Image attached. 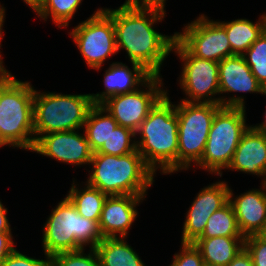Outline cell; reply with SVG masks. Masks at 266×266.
<instances>
[{
	"instance_id": "1",
	"label": "cell",
	"mask_w": 266,
	"mask_h": 266,
	"mask_svg": "<svg viewBox=\"0 0 266 266\" xmlns=\"http://www.w3.org/2000/svg\"><path fill=\"white\" fill-rule=\"evenodd\" d=\"M102 9L113 19L117 51L125 50L128 61L142 65L152 75L162 76L161 66L176 39V33L165 35L154 27L164 20L166 13L125 4L116 9Z\"/></svg>"
},
{
	"instance_id": "2",
	"label": "cell",
	"mask_w": 266,
	"mask_h": 266,
	"mask_svg": "<svg viewBox=\"0 0 266 266\" xmlns=\"http://www.w3.org/2000/svg\"><path fill=\"white\" fill-rule=\"evenodd\" d=\"M168 92L135 132L137 150L145 164L155 174L159 169L162 175L178 172V119Z\"/></svg>"
},
{
	"instance_id": "3",
	"label": "cell",
	"mask_w": 266,
	"mask_h": 266,
	"mask_svg": "<svg viewBox=\"0 0 266 266\" xmlns=\"http://www.w3.org/2000/svg\"><path fill=\"white\" fill-rule=\"evenodd\" d=\"M86 183L108 196H147L155 173L138 150L122 156L93 153Z\"/></svg>"
},
{
	"instance_id": "4",
	"label": "cell",
	"mask_w": 266,
	"mask_h": 266,
	"mask_svg": "<svg viewBox=\"0 0 266 266\" xmlns=\"http://www.w3.org/2000/svg\"><path fill=\"white\" fill-rule=\"evenodd\" d=\"M34 94L31 82L14 75L0 88V147L34 148Z\"/></svg>"
},
{
	"instance_id": "5",
	"label": "cell",
	"mask_w": 266,
	"mask_h": 266,
	"mask_svg": "<svg viewBox=\"0 0 266 266\" xmlns=\"http://www.w3.org/2000/svg\"><path fill=\"white\" fill-rule=\"evenodd\" d=\"M42 229V248L49 258L88 245L94 249L103 239L99 224L80 215L66 196L52 209Z\"/></svg>"
},
{
	"instance_id": "6",
	"label": "cell",
	"mask_w": 266,
	"mask_h": 266,
	"mask_svg": "<svg viewBox=\"0 0 266 266\" xmlns=\"http://www.w3.org/2000/svg\"><path fill=\"white\" fill-rule=\"evenodd\" d=\"M173 52L183 62H181V74L177 79L180 89L186 95V98L181 99L182 101L246 108L243 95L219 96L218 62L193 56L177 39L172 47ZM216 95L218 96L215 97Z\"/></svg>"
},
{
	"instance_id": "7",
	"label": "cell",
	"mask_w": 266,
	"mask_h": 266,
	"mask_svg": "<svg viewBox=\"0 0 266 266\" xmlns=\"http://www.w3.org/2000/svg\"><path fill=\"white\" fill-rule=\"evenodd\" d=\"M92 106L90 93L62 94L35 89L33 109L35 141L48 133L83 129Z\"/></svg>"
},
{
	"instance_id": "8",
	"label": "cell",
	"mask_w": 266,
	"mask_h": 266,
	"mask_svg": "<svg viewBox=\"0 0 266 266\" xmlns=\"http://www.w3.org/2000/svg\"><path fill=\"white\" fill-rule=\"evenodd\" d=\"M246 108L221 107L215 114L201 160L195 165L209 174L222 177L242 135L251 126L246 123Z\"/></svg>"
},
{
	"instance_id": "9",
	"label": "cell",
	"mask_w": 266,
	"mask_h": 266,
	"mask_svg": "<svg viewBox=\"0 0 266 266\" xmlns=\"http://www.w3.org/2000/svg\"><path fill=\"white\" fill-rule=\"evenodd\" d=\"M221 107L212 103L177 102L178 172L193 168L201 160L212 121Z\"/></svg>"
},
{
	"instance_id": "10",
	"label": "cell",
	"mask_w": 266,
	"mask_h": 266,
	"mask_svg": "<svg viewBox=\"0 0 266 266\" xmlns=\"http://www.w3.org/2000/svg\"><path fill=\"white\" fill-rule=\"evenodd\" d=\"M68 33L87 66L93 70H101L105 61L118 53L113 19L102 8Z\"/></svg>"
},
{
	"instance_id": "11",
	"label": "cell",
	"mask_w": 266,
	"mask_h": 266,
	"mask_svg": "<svg viewBox=\"0 0 266 266\" xmlns=\"http://www.w3.org/2000/svg\"><path fill=\"white\" fill-rule=\"evenodd\" d=\"M161 77L152 75L137 90L112 96L101 106L110 113L118 125L136 132L147 118L149 111L167 93Z\"/></svg>"
},
{
	"instance_id": "12",
	"label": "cell",
	"mask_w": 266,
	"mask_h": 266,
	"mask_svg": "<svg viewBox=\"0 0 266 266\" xmlns=\"http://www.w3.org/2000/svg\"><path fill=\"white\" fill-rule=\"evenodd\" d=\"M176 39L195 57L220 62L235 55L232 52L225 28L205 14L185 24Z\"/></svg>"
},
{
	"instance_id": "13",
	"label": "cell",
	"mask_w": 266,
	"mask_h": 266,
	"mask_svg": "<svg viewBox=\"0 0 266 266\" xmlns=\"http://www.w3.org/2000/svg\"><path fill=\"white\" fill-rule=\"evenodd\" d=\"M228 183L216 181L202 188L186 212L181 243H194L204 232L209 217L229 201Z\"/></svg>"
},
{
	"instance_id": "14",
	"label": "cell",
	"mask_w": 266,
	"mask_h": 266,
	"mask_svg": "<svg viewBox=\"0 0 266 266\" xmlns=\"http://www.w3.org/2000/svg\"><path fill=\"white\" fill-rule=\"evenodd\" d=\"M31 152L77 167L90 165L93 155L85 133L79 129L42 135Z\"/></svg>"
},
{
	"instance_id": "15",
	"label": "cell",
	"mask_w": 266,
	"mask_h": 266,
	"mask_svg": "<svg viewBox=\"0 0 266 266\" xmlns=\"http://www.w3.org/2000/svg\"><path fill=\"white\" fill-rule=\"evenodd\" d=\"M145 198L146 196L133 195L108 196L99 219L103 238H128L129 229L139 214L136 208Z\"/></svg>"
},
{
	"instance_id": "16",
	"label": "cell",
	"mask_w": 266,
	"mask_h": 266,
	"mask_svg": "<svg viewBox=\"0 0 266 266\" xmlns=\"http://www.w3.org/2000/svg\"><path fill=\"white\" fill-rule=\"evenodd\" d=\"M260 184V189H250L239 196L229 189V202L244 238L259 235L266 227V184Z\"/></svg>"
},
{
	"instance_id": "17",
	"label": "cell",
	"mask_w": 266,
	"mask_h": 266,
	"mask_svg": "<svg viewBox=\"0 0 266 266\" xmlns=\"http://www.w3.org/2000/svg\"><path fill=\"white\" fill-rule=\"evenodd\" d=\"M131 69L122 62H112L103 75V92L90 94L93 105H101L108 98L130 93L140 88L152 74L142 65L130 62Z\"/></svg>"
},
{
	"instance_id": "18",
	"label": "cell",
	"mask_w": 266,
	"mask_h": 266,
	"mask_svg": "<svg viewBox=\"0 0 266 266\" xmlns=\"http://www.w3.org/2000/svg\"><path fill=\"white\" fill-rule=\"evenodd\" d=\"M227 170L260 176L266 181V137L250 126L242 135Z\"/></svg>"
},
{
	"instance_id": "19",
	"label": "cell",
	"mask_w": 266,
	"mask_h": 266,
	"mask_svg": "<svg viewBox=\"0 0 266 266\" xmlns=\"http://www.w3.org/2000/svg\"><path fill=\"white\" fill-rule=\"evenodd\" d=\"M219 94L259 93L266 91L257 82L242 55H232L218 62Z\"/></svg>"
},
{
	"instance_id": "20",
	"label": "cell",
	"mask_w": 266,
	"mask_h": 266,
	"mask_svg": "<svg viewBox=\"0 0 266 266\" xmlns=\"http://www.w3.org/2000/svg\"><path fill=\"white\" fill-rule=\"evenodd\" d=\"M244 237L198 238L194 245L200 250L205 266H226L244 248Z\"/></svg>"
},
{
	"instance_id": "21",
	"label": "cell",
	"mask_w": 266,
	"mask_h": 266,
	"mask_svg": "<svg viewBox=\"0 0 266 266\" xmlns=\"http://www.w3.org/2000/svg\"><path fill=\"white\" fill-rule=\"evenodd\" d=\"M218 22L226 30L232 52L242 55L266 30V13L260 15L256 22L246 18Z\"/></svg>"
},
{
	"instance_id": "22",
	"label": "cell",
	"mask_w": 266,
	"mask_h": 266,
	"mask_svg": "<svg viewBox=\"0 0 266 266\" xmlns=\"http://www.w3.org/2000/svg\"><path fill=\"white\" fill-rule=\"evenodd\" d=\"M126 237L103 238L94 248L100 266H146Z\"/></svg>"
},
{
	"instance_id": "23",
	"label": "cell",
	"mask_w": 266,
	"mask_h": 266,
	"mask_svg": "<svg viewBox=\"0 0 266 266\" xmlns=\"http://www.w3.org/2000/svg\"><path fill=\"white\" fill-rule=\"evenodd\" d=\"M118 126L117 121L101 105H93L87 114L83 132L93 153L97 152L111 132Z\"/></svg>"
},
{
	"instance_id": "24",
	"label": "cell",
	"mask_w": 266,
	"mask_h": 266,
	"mask_svg": "<svg viewBox=\"0 0 266 266\" xmlns=\"http://www.w3.org/2000/svg\"><path fill=\"white\" fill-rule=\"evenodd\" d=\"M72 183L66 197L75 206L80 215L99 224L102 208L108 195L85 182V186L81 185L83 188H79V184H76L75 180Z\"/></svg>"
},
{
	"instance_id": "25",
	"label": "cell",
	"mask_w": 266,
	"mask_h": 266,
	"mask_svg": "<svg viewBox=\"0 0 266 266\" xmlns=\"http://www.w3.org/2000/svg\"><path fill=\"white\" fill-rule=\"evenodd\" d=\"M220 236L243 237L237 224L234 209L229 201L209 217L205 230L199 238Z\"/></svg>"
},
{
	"instance_id": "26",
	"label": "cell",
	"mask_w": 266,
	"mask_h": 266,
	"mask_svg": "<svg viewBox=\"0 0 266 266\" xmlns=\"http://www.w3.org/2000/svg\"><path fill=\"white\" fill-rule=\"evenodd\" d=\"M82 1L83 0H46L36 15L44 22L50 18L58 28H66L81 6Z\"/></svg>"
},
{
	"instance_id": "27",
	"label": "cell",
	"mask_w": 266,
	"mask_h": 266,
	"mask_svg": "<svg viewBox=\"0 0 266 266\" xmlns=\"http://www.w3.org/2000/svg\"><path fill=\"white\" fill-rule=\"evenodd\" d=\"M137 150L136 135L132 129L116 126L107 141L95 153L122 156Z\"/></svg>"
},
{
	"instance_id": "28",
	"label": "cell",
	"mask_w": 266,
	"mask_h": 266,
	"mask_svg": "<svg viewBox=\"0 0 266 266\" xmlns=\"http://www.w3.org/2000/svg\"><path fill=\"white\" fill-rule=\"evenodd\" d=\"M242 56L257 82L266 91V30Z\"/></svg>"
},
{
	"instance_id": "29",
	"label": "cell",
	"mask_w": 266,
	"mask_h": 266,
	"mask_svg": "<svg viewBox=\"0 0 266 266\" xmlns=\"http://www.w3.org/2000/svg\"><path fill=\"white\" fill-rule=\"evenodd\" d=\"M85 249L55 254L50 258V266H100L95 249L89 248L87 254Z\"/></svg>"
},
{
	"instance_id": "30",
	"label": "cell",
	"mask_w": 266,
	"mask_h": 266,
	"mask_svg": "<svg viewBox=\"0 0 266 266\" xmlns=\"http://www.w3.org/2000/svg\"><path fill=\"white\" fill-rule=\"evenodd\" d=\"M169 266H205L200 250L194 243H181Z\"/></svg>"
},
{
	"instance_id": "31",
	"label": "cell",
	"mask_w": 266,
	"mask_h": 266,
	"mask_svg": "<svg viewBox=\"0 0 266 266\" xmlns=\"http://www.w3.org/2000/svg\"><path fill=\"white\" fill-rule=\"evenodd\" d=\"M244 248L251 255L253 266H266V239L260 234L245 237Z\"/></svg>"
},
{
	"instance_id": "32",
	"label": "cell",
	"mask_w": 266,
	"mask_h": 266,
	"mask_svg": "<svg viewBox=\"0 0 266 266\" xmlns=\"http://www.w3.org/2000/svg\"><path fill=\"white\" fill-rule=\"evenodd\" d=\"M0 266H50V258L36 259L20 253L16 248L0 263Z\"/></svg>"
},
{
	"instance_id": "33",
	"label": "cell",
	"mask_w": 266,
	"mask_h": 266,
	"mask_svg": "<svg viewBox=\"0 0 266 266\" xmlns=\"http://www.w3.org/2000/svg\"><path fill=\"white\" fill-rule=\"evenodd\" d=\"M166 0H125L123 4L133 8L156 9L166 12Z\"/></svg>"
},
{
	"instance_id": "34",
	"label": "cell",
	"mask_w": 266,
	"mask_h": 266,
	"mask_svg": "<svg viewBox=\"0 0 266 266\" xmlns=\"http://www.w3.org/2000/svg\"><path fill=\"white\" fill-rule=\"evenodd\" d=\"M12 232H0V263L15 249Z\"/></svg>"
},
{
	"instance_id": "35",
	"label": "cell",
	"mask_w": 266,
	"mask_h": 266,
	"mask_svg": "<svg viewBox=\"0 0 266 266\" xmlns=\"http://www.w3.org/2000/svg\"><path fill=\"white\" fill-rule=\"evenodd\" d=\"M226 266H253L251 255L243 248Z\"/></svg>"
},
{
	"instance_id": "36",
	"label": "cell",
	"mask_w": 266,
	"mask_h": 266,
	"mask_svg": "<svg viewBox=\"0 0 266 266\" xmlns=\"http://www.w3.org/2000/svg\"><path fill=\"white\" fill-rule=\"evenodd\" d=\"M8 209L2 204L0 200V232H12V228L7 218Z\"/></svg>"
},
{
	"instance_id": "37",
	"label": "cell",
	"mask_w": 266,
	"mask_h": 266,
	"mask_svg": "<svg viewBox=\"0 0 266 266\" xmlns=\"http://www.w3.org/2000/svg\"><path fill=\"white\" fill-rule=\"evenodd\" d=\"M6 9L4 7V5L0 3V49L2 48V40H3V26H4V22H5V15H6ZM1 50H0V63H4L3 58H2V54H1Z\"/></svg>"
},
{
	"instance_id": "38",
	"label": "cell",
	"mask_w": 266,
	"mask_h": 266,
	"mask_svg": "<svg viewBox=\"0 0 266 266\" xmlns=\"http://www.w3.org/2000/svg\"><path fill=\"white\" fill-rule=\"evenodd\" d=\"M26 5H28L32 11L37 13L43 4L45 3L46 0H22Z\"/></svg>"
},
{
	"instance_id": "39",
	"label": "cell",
	"mask_w": 266,
	"mask_h": 266,
	"mask_svg": "<svg viewBox=\"0 0 266 266\" xmlns=\"http://www.w3.org/2000/svg\"><path fill=\"white\" fill-rule=\"evenodd\" d=\"M12 76L3 63H0V88Z\"/></svg>"
},
{
	"instance_id": "40",
	"label": "cell",
	"mask_w": 266,
	"mask_h": 266,
	"mask_svg": "<svg viewBox=\"0 0 266 266\" xmlns=\"http://www.w3.org/2000/svg\"><path fill=\"white\" fill-rule=\"evenodd\" d=\"M265 96H266V95H265ZM264 116H265L264 121L261 122V124L258 123V124H256V125H251V126H252L253 128H255L257 131L262 132V133L266 130V111H265V113H264Z\"/></svg>"
},
{
	"instance_id": "41",
	"label": "cell",
	"mask_w": 266,
	"mask_h": 266,
	"mask_svg": "<svg viewBox=\"0 0 266 266\" xmlns=\"http://www.w3.org/2000/svg\"><path fill=\"white\" fill-rule=\"evenodd\" d=\"M264 239H266V227L264 228V230L262 231V233L260 234Z\"/></svg>"
}]
</instances>
